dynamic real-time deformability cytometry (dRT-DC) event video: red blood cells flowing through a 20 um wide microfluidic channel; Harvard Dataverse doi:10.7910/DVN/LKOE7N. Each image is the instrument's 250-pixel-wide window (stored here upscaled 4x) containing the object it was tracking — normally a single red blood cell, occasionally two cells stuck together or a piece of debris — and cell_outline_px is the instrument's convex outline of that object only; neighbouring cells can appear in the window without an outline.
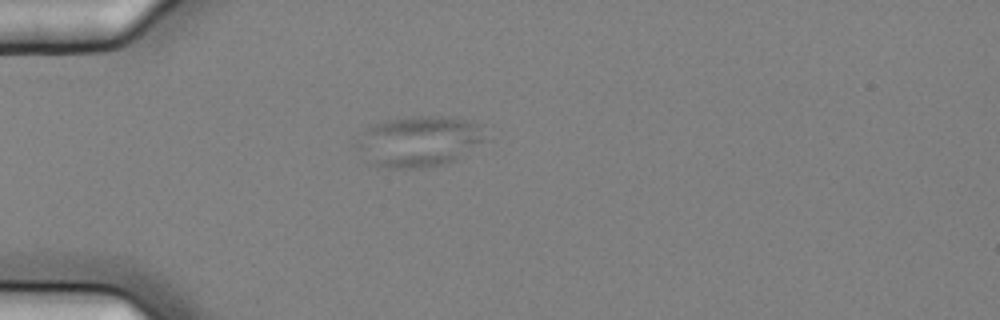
{"species": "common noctule bat (a hibernating species)", "species_latin": "Nyctalus noctula", "temperature_condition": "cold", "stored_images_in_passage": 8, "camera_frame_rate_fps": 3000, "um_per_image_px": 0.085, "animal": {"sex": "female", "body_mass_g": 25.1}, "frame": {"image": 1, "passage_image": 1, "time_ms": 0.0, "image_size_px": [1000, 320], "cell_outline_px": [[488, 140], [456, 160], [444, 164], [420, 168], [388, 168], [368, 164], [364, 136], [364, 132], [368, 124], [388, 120], [412, 116], [440, 116], [472, 120], [480, 124]], "centroid_in_image_um": [35.78, 12.0], "position_along_channel_um": 49.2, "area_um2": 37.45}}
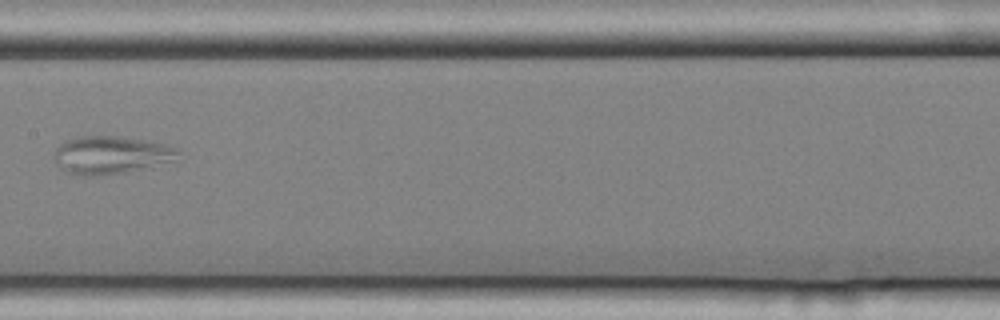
{"frame": {"image": 2, "passage_image": 5, "time_ms": 1.333, "image_size_px": [1000, 320], "cell_outline_px": [[180, 152], [176, 160], [152, 168], [128, 172], [96, 176], [76, 176], [64, 172], [56, 164], [52, 156], [52, 152], [64, 140], [80, 136], [116, 136], [164, 144], [176, 148]], "centroid_in_image_um": [9.38, 13.21], "position_along_channel_um": 198.0, "area_um2": 27.98}}
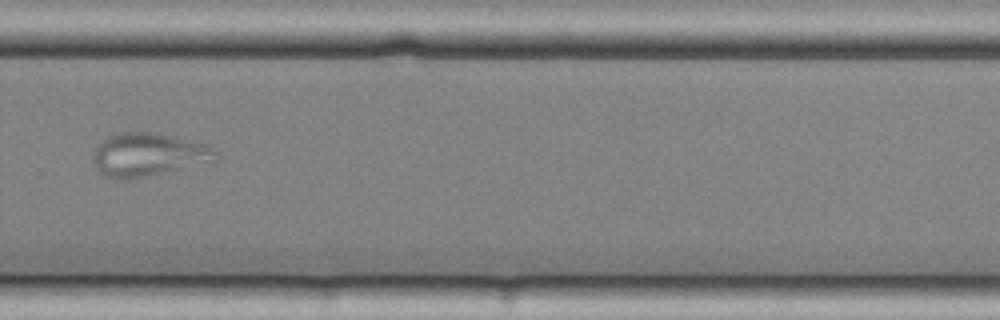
{"frame": {"image": 3, "passage_image": 8, "time_ms": 2.333, "image_size_px": [1000, 320], "cell_outline_px": [[220, 156], [216, 160], [128, 180], [112, 180], [104, 176], [96, 168], [92, 156], [96, 148], [108, 136], [120, 132], [156, 132], [208, 144]], "centroid_in_image_um": [12.58, 13.14], "position_along_channel_um": 317.2, "area_um2": 30.87}}